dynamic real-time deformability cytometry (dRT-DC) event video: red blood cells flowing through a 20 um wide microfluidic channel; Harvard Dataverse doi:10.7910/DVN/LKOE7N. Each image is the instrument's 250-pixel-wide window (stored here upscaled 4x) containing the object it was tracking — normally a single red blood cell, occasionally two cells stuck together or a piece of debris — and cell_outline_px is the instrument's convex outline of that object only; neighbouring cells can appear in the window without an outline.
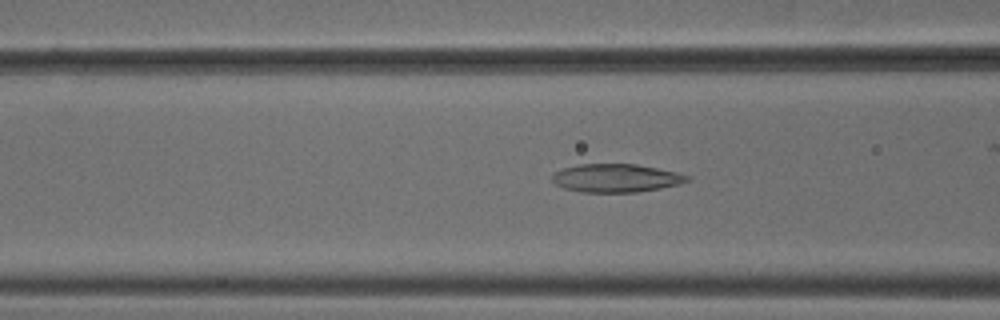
{"species": "common noctule bat (a hibernating species)", "species_latin": "Nyctalus noctula", "temperature_condition": "cold", "stored_images_in_passage": 30, "camera_frame_rate_fps": 3000, "um_per_image_px": 0.085, "animal": {"sex": "male", "body_mass_g": 18.8}, "frame": {"image": 1, "passage_image": 7, "time_ms": 2.0, "image_size_px": [1000, 320], "cell_outline_px": [[692, 180], [680, 184], [660, 188], [636, 192], [580, 192], [564, 188], [556, 184], [552, 180], [552, 172], [564, 168], [580, 164], [636, 164], [676, 172], [692, 176]], "centroid_in_image_um": [52.38, 15.13], "position_along_channel_um": 114.2, "area_um2": 22.31}}
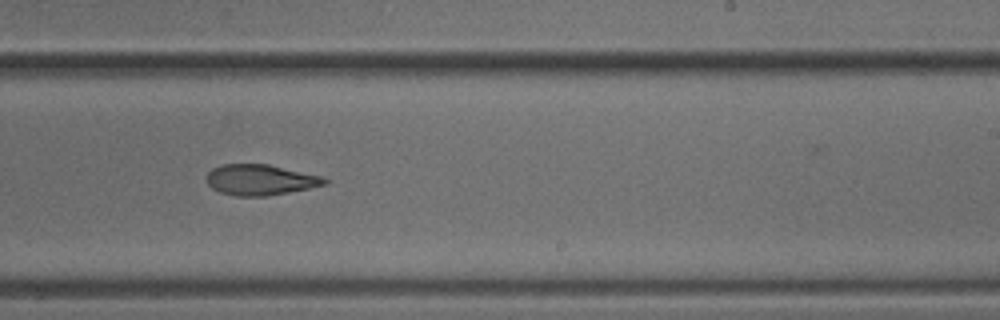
{"frame": {"image": 2, "passage_image": 19, "time_ms": 6.0, "image_size_px": [1000, 320], "cell_outline_px": [[328, 184], [268, 196], [236, 196], [220, 192], [212, 188], [208, 184], [208, 172], [212, 168], [224, 164], [268, 164], [320, 176], [328, 180]], "centroid_in_image_um": [22.11, 15.29], "position_along_channel_um": 266.9, "area_um2": 20.87}}
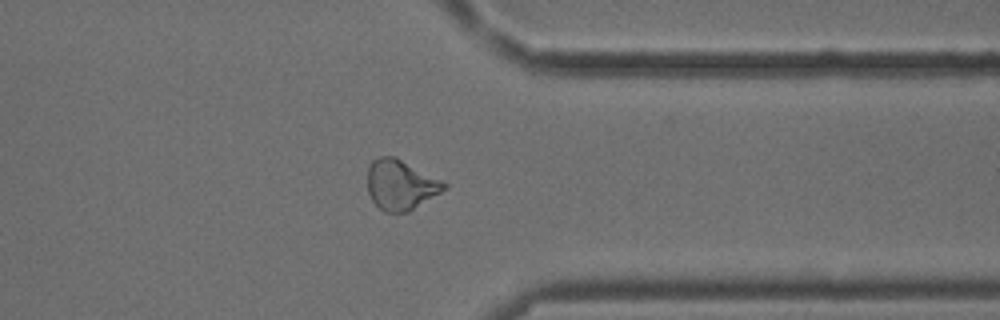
{"frame": {"image": 3, "passage_image": 28, "time_ms": 9.0, "image_size_px": [1000, 320], "cell_outline_px": [[448, 188], [408, 212], [384, 212], [372, 200], [368, 192], [368, 168], [372, 160], [380, 156], [396, 156], [444, 180], [448, 184]], "centroid_in_image_um": [34.09, 15.69], "position_along_channel_um": 377.3, "area_um2": 22.66}}